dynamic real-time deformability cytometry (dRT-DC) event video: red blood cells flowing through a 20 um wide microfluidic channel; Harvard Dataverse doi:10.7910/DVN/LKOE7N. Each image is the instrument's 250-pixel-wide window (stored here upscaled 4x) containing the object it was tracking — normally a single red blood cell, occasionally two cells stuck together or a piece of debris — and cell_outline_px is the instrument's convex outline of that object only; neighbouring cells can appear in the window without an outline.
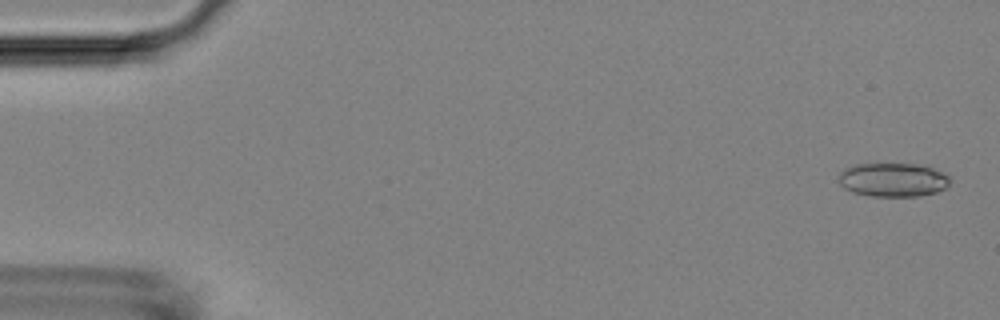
{"species": "Egyptian fruit bat (a non-hibernating species)", "species_latin": "Rousettus aegyptiacus", "temperature_condition": "room temperature", "stored_images_in_passage": 40, "camera_frame_rate_fps": 3000, "um_per_image_px": 0.085, "animal": {"sex": "female"}, "frame": {"image": 1, "passage_image": 2, "time_ms": 0.333, "image_size_px": [1000, 320], "cell_outline_px": [[948, 184], [944, 188], [936, 192], [920, 196], [872, 196], [852, 192], [844, 188], [840, 184], [836, 176], [844, 168], [856, 164], [928, 164], [944, 172], [948, 176]], "centroid_in_image_um": [75.89, 15.26], "position_along_channel_um": 9.1, "area_um2": 22.25}}
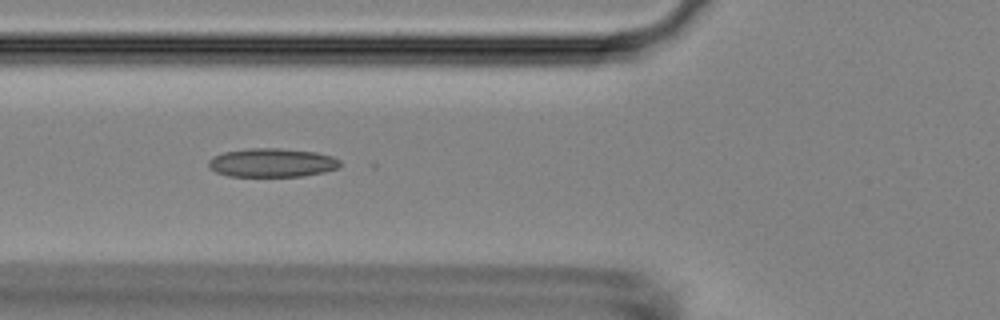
{"frame": {"image": 2, "passage_image": 20, "time_ms": 6.333, "image_size_px": [1000, 320], "cell_outline_px": [[340, 168], [324, 172], [304, 176], [228, 176], [216, 172], [208, 164], [208, 160], [212, 156], [224, 152], [248, 148], [280, 148], [316, 152], [332, 156], [340, 160]], "centroid_in_image_um": [23.14, 13.82], "position_along_channel_um": 102.7, "area_um2": 22.14}}
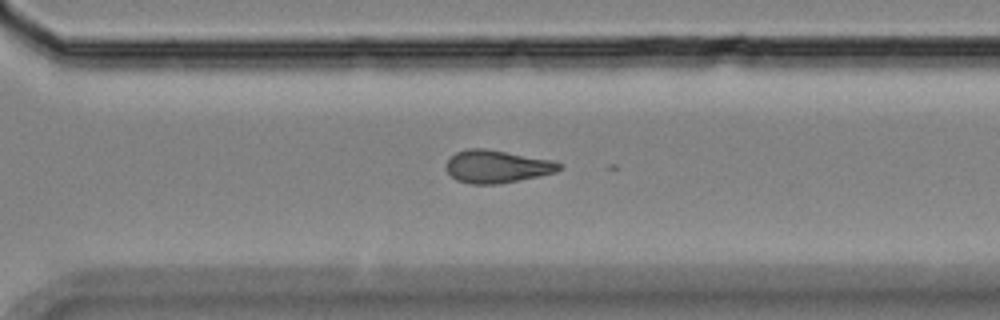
{"frame": {"image": 3, "passage_image": 38, "time_ms": 12.333, "image_size_px": [1000, 320], "cell_outline_px": [[564, 164], [556, 172], [540, 176], [500, 184], [468, 184], [456, 180], [448, 172], [448, 160], [456, 152], [468, 148], [488, 148], [552, 160]], "centroid_in_image_um": [42.27, 14.15], "position_along_channel_um": 328.3, "area_um2": 21.68}}